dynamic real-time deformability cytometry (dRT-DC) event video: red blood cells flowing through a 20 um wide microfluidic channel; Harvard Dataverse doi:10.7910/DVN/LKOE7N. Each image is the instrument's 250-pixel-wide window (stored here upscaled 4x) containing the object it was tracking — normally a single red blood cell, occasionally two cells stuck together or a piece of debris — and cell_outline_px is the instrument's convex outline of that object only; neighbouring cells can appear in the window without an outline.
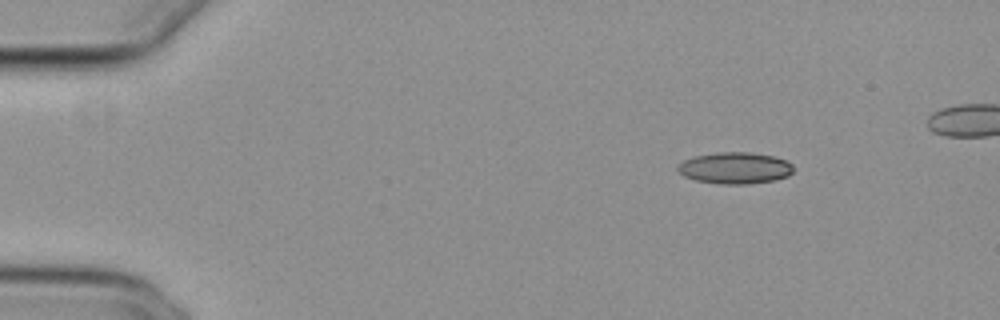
{"species": "common noctule bat (a hibernating species)", "species_latin": "Nyctalus noctula", "temperature_condition": "cold", "stored_images_in_passage": 45, "camera_frame_rate_fps": 3000, "um_per_image_px": 0.085, "animal": {"sex": "female", "body_mass_g": 29.2, "forearm_length_mm": 56.3}, "frame": {"image": 1, "passage_image": 1, "time_ms": 0.0, "image_size_px": [1000, 320], "cell_outline_px": [[792, 172], [788, 176], [776, 180], [748, 184], [724, 184], [696, 180], [684, 176], [676, 168], [684, 160], [692, 156], [716, 152], [748, 152], [772, 156], [788, 160], [792, 164]], "centroid_in_image_um": [62.49, 14.27], "position_along_channel_um": 22.5, "area_um2": 21.27}}
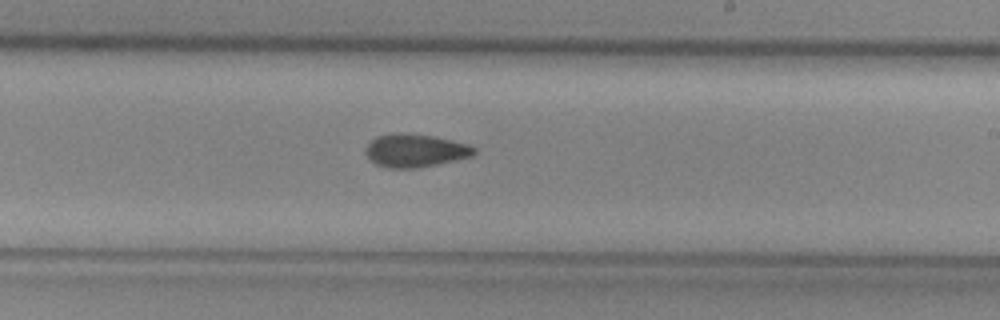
{"frame": {"image": 2, "passage_image": 26, "time_ms": 8.333, "image_size_px": [1000, 320], "cell_outline_px": [[476, 152], [472, 156], [436, 164], [416, 168], [388, 168], [376, 164], [364, 152], [364, 148], [376, 136], [396, 132], [408, 132], [432, 136], [452, 140], [468, 144], [476, 148]], "centroid_in_image_um": [35.27, 12.78], "position_along_channel_um": 253.7, "area_um2": 20.98}}
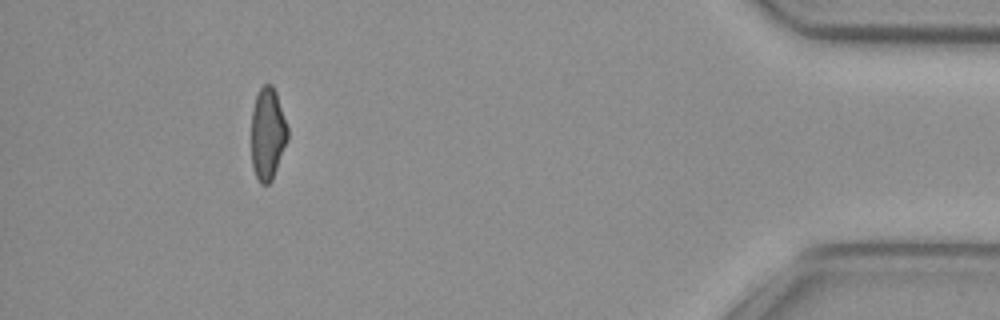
{"frame": {"image": 3, "passage_image": 43, "time_ms": 14.0, "image_size_px": [1000, 320], "cell_outline_px": [[288, 140], [272, 180], [268, 184], [260, 184], [252, 168], [252, 108], [256, 96], [260, 88], [264, 84], [272, 84], [276, 92], [288, 128]], "centroid_in_image_um": [22.75, 11.38], "position_along_channel_um": 412.4, "area_um2": 19.54}, "authors_computed_cell_mechanics": {"area_um2": 20.808, "velocity_mm_per_s": 3.8597, "shape_relaxation_time_tau1_ms": null, "shape_relaxation_time_tau2_ms": 3.8924, "deformation_change_tau1": null, "deformation_change_tau2": 0.105}}